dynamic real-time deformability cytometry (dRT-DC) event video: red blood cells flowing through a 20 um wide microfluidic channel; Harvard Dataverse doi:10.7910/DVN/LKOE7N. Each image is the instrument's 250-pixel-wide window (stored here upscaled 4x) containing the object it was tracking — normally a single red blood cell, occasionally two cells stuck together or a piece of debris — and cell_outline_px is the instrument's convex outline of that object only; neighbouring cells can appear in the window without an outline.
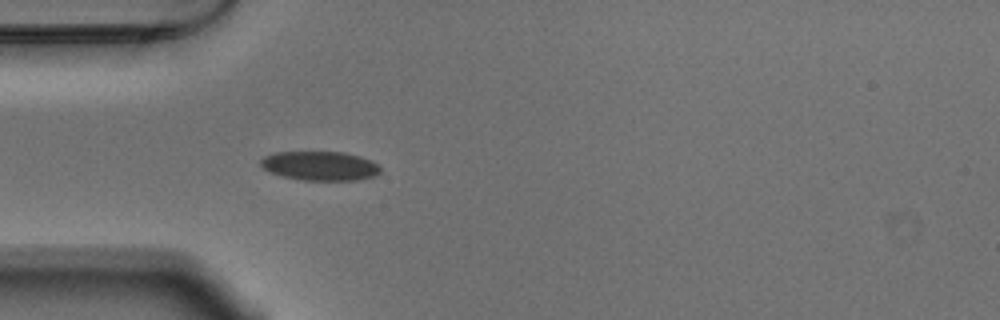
{"species": "Egyptian fruit bat (a non-hibernating species)", "species_latin": "Rousettus aegyptiacus", "temperature_condition": "warm", "stored_images_in_passage": 39, "camera_frame_rate_fps": 3000, "um_per_image_px": 0.085, "animal": {"sex": "male"}, "frame": {"image": 1, "passage_image": 1, "time_ms": 0.0, "image_size_px": [1000, 320], "cell_outline_px": [[380, 172], [376, 176], [356, 180], [304, 180], [284, 176], [272, 172], [264, 168], [260, 164], [260, 160], [264, 156], [276, 152], [344, 152], [360, 156], [372, 160], [380, 168]], "centroid_in_image_um": [27.23, 14.09], "position_along_channel_um": 57.8, "area_um2": 20.23}}
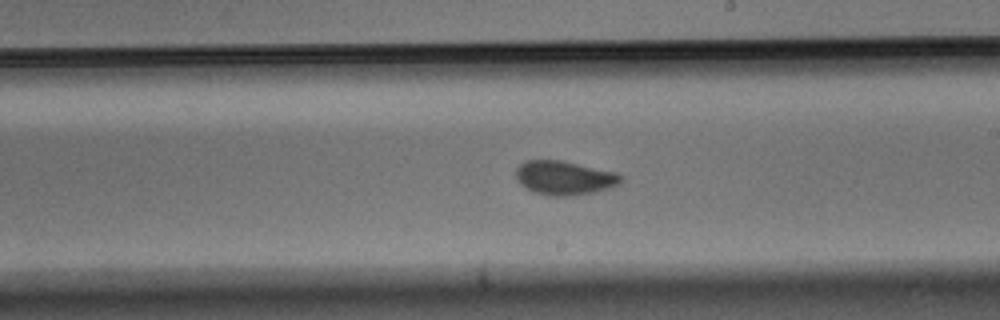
{"frame": {"image": 2, "passage_image": 16, "time_ms": 5.0, "image_size_px": [1000, 320], "cell_outline_px": [[620, 184], [612, 188], [592, 192], [568, 196], [548, 196], [536, 192], [520, 184], [516, 180], [516, 168], [524, 160], [564, 160], [616, 172], [620, 176]], "centroid_in_image_um": [47.96, 15.1], "position_along_channel_um": 241.0, "area_um2": 20.87}}
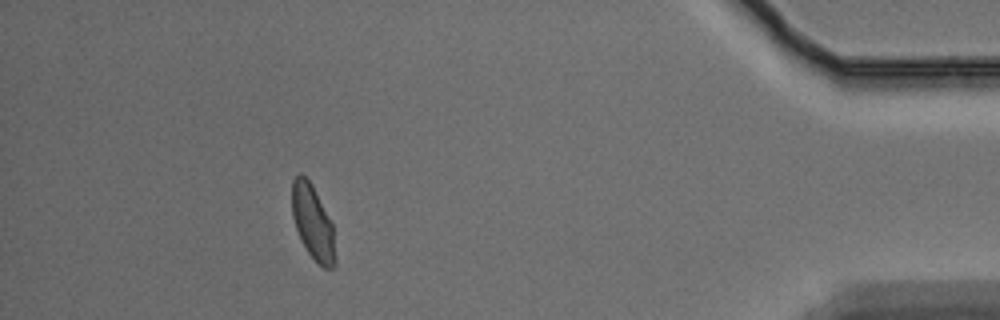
{"frame": {"image": 3, "passage_image": 34, "time_ms": 11.0, "image_size_px": [1000, 320], "cell_outline_px": [[336, 264], [332, 268], [324, 268], [308, 252], [296, 228], [292, 216], [292, 180], [300, 172], [312, 184], [332, 224], [336, 260]], "centroid_in_image_um": [26.59, 18.89], "position_along_channel_um": 408.6, "area_um2": 18.38}, "authors_computed_cell_mechanics": {"area_um2": 20.0566, "velocity_mm_per_s": 3.7049, "shape_relaxation_time_tau1_ms": null, "shape_relaxation_time_tau2_ms": 0.939, "deformation_change_tau1": null, "deformation_change_tau2": 0.0528}}